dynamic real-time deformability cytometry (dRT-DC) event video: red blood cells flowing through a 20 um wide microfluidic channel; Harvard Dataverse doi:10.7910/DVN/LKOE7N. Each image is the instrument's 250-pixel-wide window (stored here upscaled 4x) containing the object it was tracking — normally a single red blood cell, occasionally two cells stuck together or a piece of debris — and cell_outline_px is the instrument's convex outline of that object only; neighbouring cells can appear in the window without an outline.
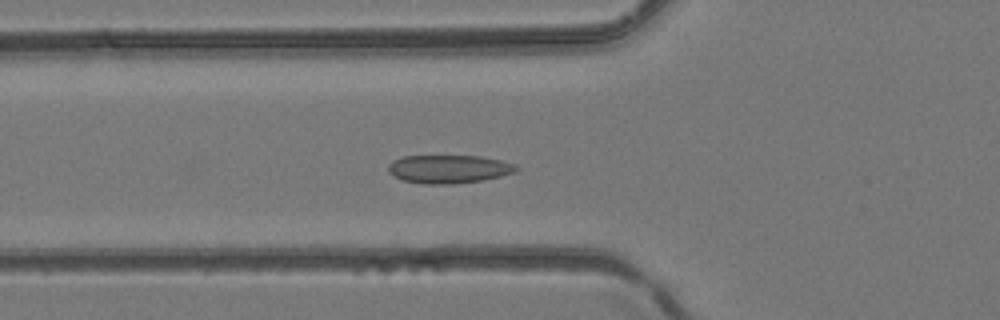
{"species": "common noctule bat (a hibernating species)", "species_latin": "Nyctalus noctula", "temperature_condition": "room temperature", "stored_images_in_passage": 42, "camera_frame_rate_fps": 3000, "um_per_image_px": 0.085, "animal": {"sex": "female", "body_mass_g": 24.6, "forearm_length_mm": 56.2}, "frame": {"image": 1, "passage_image": 15, "time_ms": 4.667, "image_size_px": [1000, 320], "cell_outline_px": [[520, 168], [516, 172], [500, 176], [480, 180], [452, 184], [420, 184], [404, 180], [388, 172], [388, 164], [392, 160], [404, 156], [480, 156], [500, 160], [516, 164]], "centroid_in_image_um": [38.15, 14.36], "position_along_channel_um": 87.7, "area_um2": 21.1}}
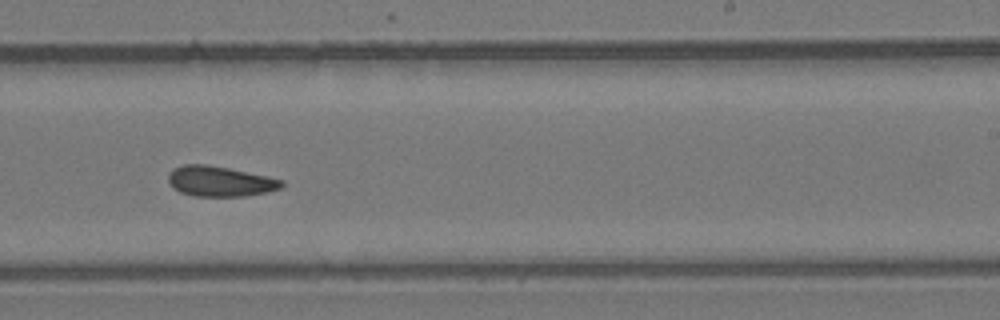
{"frame": {"image": 2, "passage_image": 26, "time_ms": 8.333, "image_size_px": [1000, 320], "cell_outline_px": [[284, 188], [268, 192], [244, 196], [192, 196], [180, 192], [168, 180], [168, 172], [172, 168], [184, 164], [208, 164], [228, 168], [284, 180]], "centroid_in_image_um": [18.71, 15.41], "position_along_channel_um": 270.3, "area_um2": 20.06}}
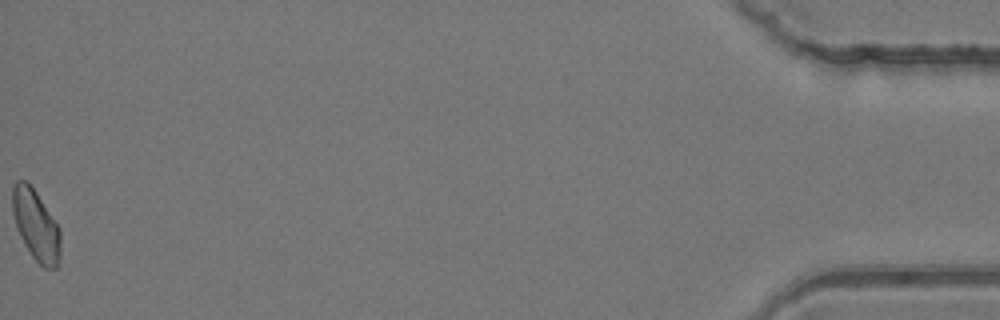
{"frame": {"image": 3, "passage_image": 42, "time_ms": 13.667, "image_size_px": [1000, 320], "cell_outline_px": [[60, 264], [56, 268], [44, 268], [32, 256], [24, 244], [20, 236], [12, 212], [12, 188], [16, 180], [28, 180], [60, 228]], "centroid_in_image_um": [3.06, 19.13], "position_along_channel_um": 432.1, "area_um2": 19.88}}